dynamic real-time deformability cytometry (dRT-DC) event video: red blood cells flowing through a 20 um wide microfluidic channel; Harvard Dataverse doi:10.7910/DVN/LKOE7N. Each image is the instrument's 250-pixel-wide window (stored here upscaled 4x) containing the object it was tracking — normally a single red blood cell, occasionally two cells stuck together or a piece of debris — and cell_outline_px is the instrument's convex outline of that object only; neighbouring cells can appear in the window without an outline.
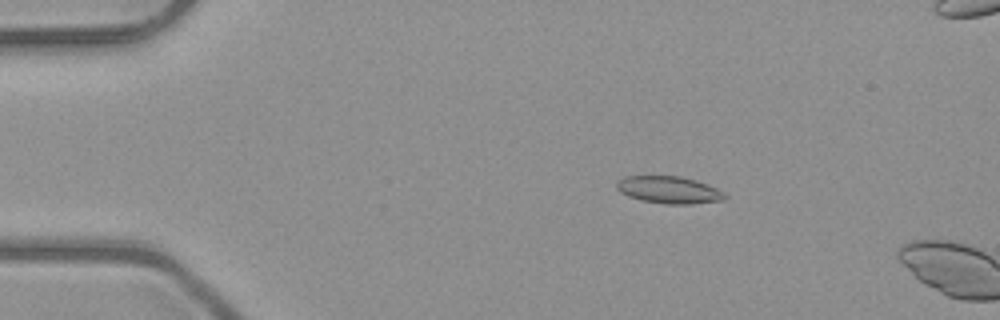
{"species": "common noctule bat (a hibernating species)", "species_latin": "Nyctalus noctula", "temperature_condition": "room temperature", "stored_images_in_passage": 12, "camera_frame_rate_fps": 3000, "um_per_image_px": 0.085, "animal": {"sex": "male", "body_mass_g": 23.1, "forearm_length_mm": 52.7}, "frame": {"image": 1, "passage_image": 9, "time_ms": 2.667, "image_size_px": [1000, 320], "cell_outline_px": [[728, 196], [724, 200], [692, 204], [664, 204], [640, 200], [628, 196], [620, 192], [616, 188], [616, 184], [624, 176], [680, 176], [696, 180], [716, 188], [724, 192]], "centroid_in_image_um": [56.87, 16.15], "position_along_channel_um": 28.1, "area_um2": 17.22}}